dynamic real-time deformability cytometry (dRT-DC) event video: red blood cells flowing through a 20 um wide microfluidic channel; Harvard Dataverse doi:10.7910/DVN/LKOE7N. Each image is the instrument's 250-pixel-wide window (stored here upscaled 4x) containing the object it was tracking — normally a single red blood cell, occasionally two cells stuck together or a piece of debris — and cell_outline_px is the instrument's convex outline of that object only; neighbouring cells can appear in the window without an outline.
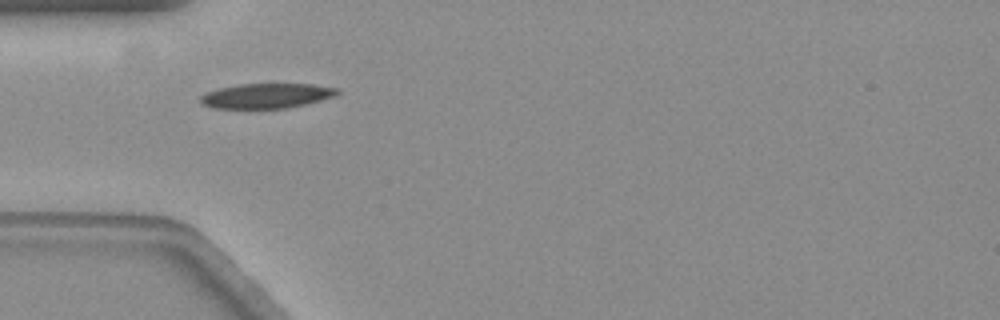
{"species": "common noctule bat (a hibernating species)", "species_latin": "Nyctalus noctula", "temperature_condition": "warm", "stored_images_in_passage": 31, "camera_frame_rate_fps": 3000, "um_per_image_px": 0.085, "animal": {"sex": "female", "body_mass_g": 19.3, "forearm_length_mm": 54.1}, "frame": {"image": 1, "passage_image": 1, "time_ms": 0.0, "image_size_px": [1000, 320], "cell_outline_px": [[340, 92], [336, 96], [304, 104], [284, 108], [212, 108], [200, 104], [200, 96], [204, 92], [220, 88], [240, 84], [312, 84], [340, 88]], "centroid_in_image_um": [22.64, 8.14], "position_along_channel_um": 62.4, "area_um2": 19.88}}
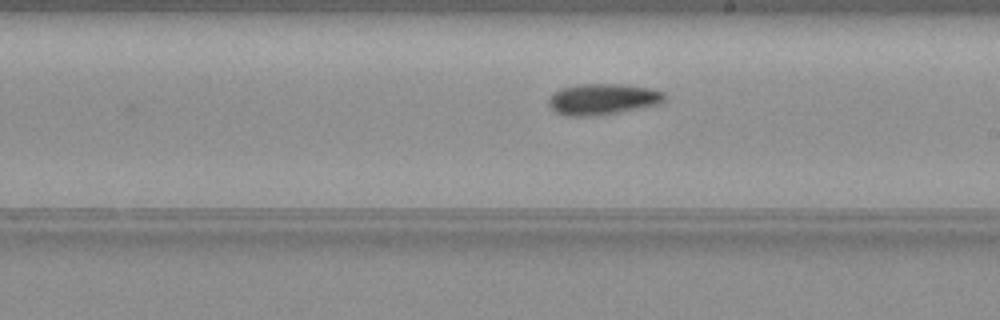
{"frame": {"image": 2, "passage_image": 16, "time_ms": 5.0, "image_size_px": [1000, 320], "cell_outline_px": [[664, 100], [660, 104], [600, 116], [564, 116], [556, 112], [548, 104], [548, 100], [552, 92], [560, 88], [580, 84], [620, 84], [652, 88], [664, 92]], "centroid_in_image_um": [51.21, 8.43], "position_along_channel_um": 237.8, "area_um2": 21.27}, "authors_computed_cell_mechanics": {"area_um2": 20.4034, "velocity_mm_per_s": 3.5301, "shape_relaxation_time_tau1_ms": 4.0617, "shape_relaxation_time_tau2_ms": null, "deformation_change_tau1": 0.149, "deformation_change_tau2": null}}